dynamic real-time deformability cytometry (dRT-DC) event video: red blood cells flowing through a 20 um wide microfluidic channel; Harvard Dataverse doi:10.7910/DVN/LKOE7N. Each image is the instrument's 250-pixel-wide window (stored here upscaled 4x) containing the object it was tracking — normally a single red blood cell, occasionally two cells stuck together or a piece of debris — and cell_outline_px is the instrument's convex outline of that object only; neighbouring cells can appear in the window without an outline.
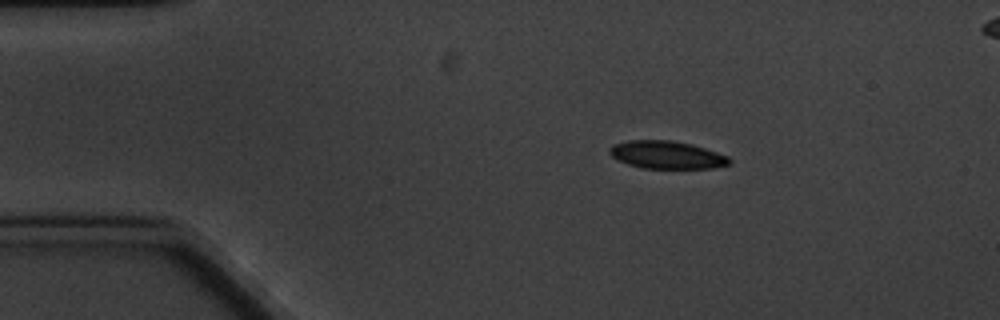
{"species": "common noctule bat (a hibernating species)", "species_latin": "Nyctalus noctula", "temperature_condition": "cold", "stored_images_in_passage": 5, "segment_of_instrument_passage": [1, 2], "camera_frame_rate_fps": 3000, "um_per_image_px": 0.085, "animal": {"sex": "male", "body_mass_g": 20.1, "forearm_length_mm": 53.5}, "frame": {"image": 1, "passage_image": 2, "time_ms": 1.333, "image_size_px": [1000, 320], "cell_outline_px": [[732, 164], [712, 168], [644, 168], [628, 164], [612, 156], [608, 152], [608, 148], [612, 144], [628, 140], [668, 140], [692, 144], [728, 156], [732, 160]], "centroid_in_image_um": [56.68, 13.16], "position_along_channel_um": 28.3, "area_um2": 19.36}}